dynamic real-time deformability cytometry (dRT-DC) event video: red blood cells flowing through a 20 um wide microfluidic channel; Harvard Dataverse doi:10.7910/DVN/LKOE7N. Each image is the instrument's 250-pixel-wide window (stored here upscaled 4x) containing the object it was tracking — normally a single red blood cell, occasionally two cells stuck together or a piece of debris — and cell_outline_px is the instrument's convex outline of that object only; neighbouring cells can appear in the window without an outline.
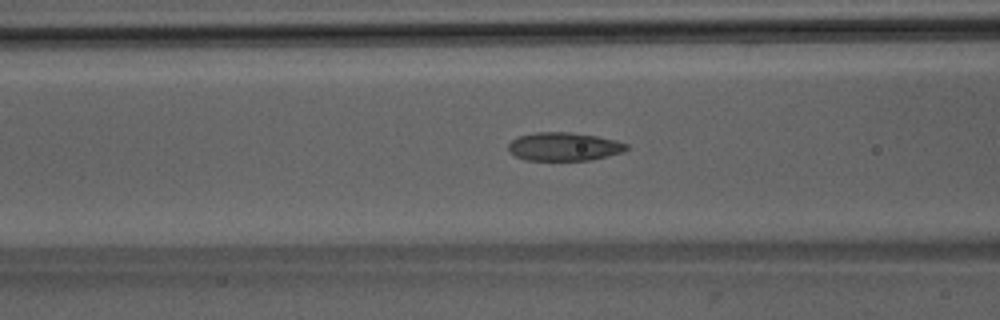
{"species": "Egyptian fruit bat (a non-hibernating species)", "species_latin": "Rousettus aegyptiacus", "temperature_condition": "room temperature", "stored_images_in_passage": 51, "camera_frame_rate_fps": 3000, "um_per_image_px": 0.085, "animal": {"sex": "male"}, "frame": {"image": 1, "passage_image": 20, "time_ms": 6.333, "image_size_px": [1000, 320], "cell_outline_px": [[628, 148], [624, 152], [592, 160], [524, 160], [508, 152], [508, 144], [512, 140], [520, 136], [536, 132], [572, 132], [596, 136], [616, 140], [628, 144]], "centroid_in_image_um": [47.95, 12.46], "position_along_channel_um": 118.7, "area_um2": 19.65}}
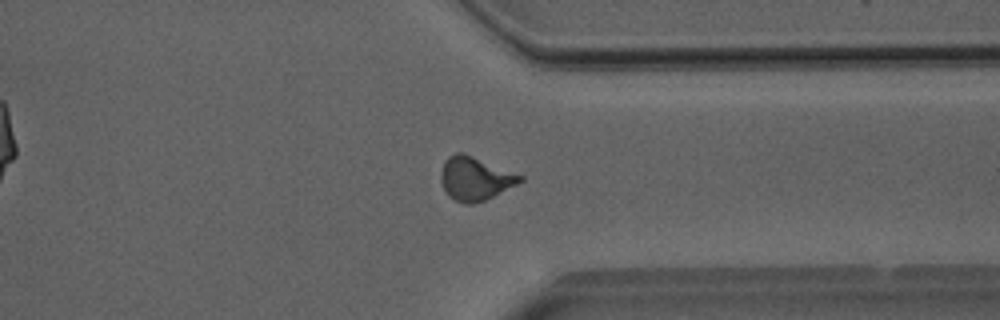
{"frame": {"image": 2, "passage_image": 39, "time_ms": 12.667, "image_size_px": [1000, 320], "cell_outline_px": [[524, 180], [484, 200], [472, 204], [464, 204], [448, 196], [440, 180], [440, 172], [444, 160], [448, 156], [456, 152], [464, 152], [524, 176]], "centroid_in_image_um": [40.35, 15.15], "position_along_channel_um": 371.1, "area_um2": 20.06}}
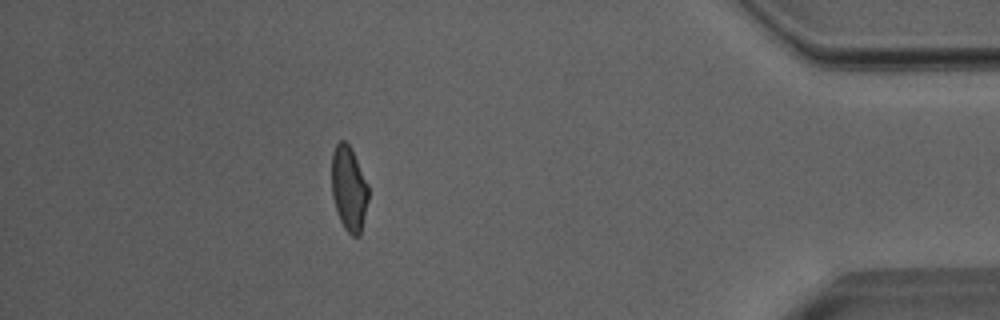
{"frame": {"image": 3, "passage_image": 45, "time_ms": 14.667, "image_size_px": [1000, 320], "cell_outline_px": [[368, 200], [360, 236], [352, 236], [344, 228], [336, 212], [332, 196], [332, 152], [336, 144], [340, 140], [344, 140], [348, 144], [368, 184]], "centroid_in_image_um": [29.64, 16.06], "position_along_channel_um": 405.6, "area_um2": 18.03}, "authors_computed_cell_mechanics": {"area_um2": 19.5364, "velocity_mm_per_s": 4.011, "shape_relaxation_time_tau1_ms": 7.9148, "shape_relaxation_time_tau2_ms": 1.3652, "deformation_change_tau1": 0.18, "deformation_change_tau2": 0.0741}}